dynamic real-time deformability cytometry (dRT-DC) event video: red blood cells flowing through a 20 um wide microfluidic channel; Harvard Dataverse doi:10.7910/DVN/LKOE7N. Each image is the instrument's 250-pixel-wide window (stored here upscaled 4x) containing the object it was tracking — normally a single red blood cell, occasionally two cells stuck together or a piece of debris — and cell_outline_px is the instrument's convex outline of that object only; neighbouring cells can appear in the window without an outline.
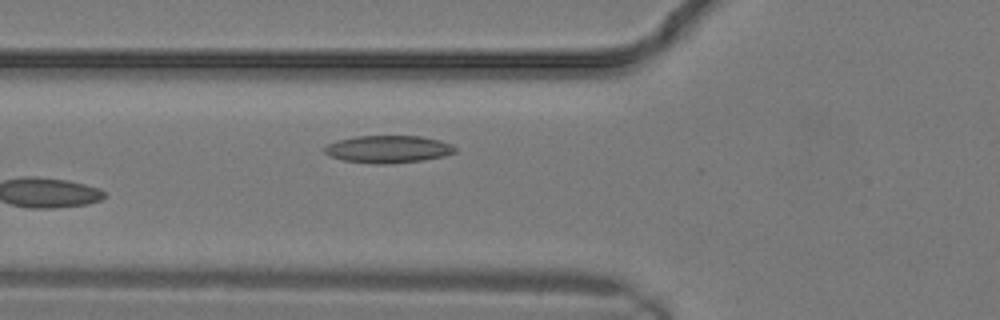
{"species": "common noctule bat (a hibernating species)", "species_latin": "Nyctalus noctula", "temperature_condition": "warm", "stored_images_in_passage": 10, "camera_frame_rate_fps": 3000, "um_per_image_px": 0.085, "animal": {"sex": "male", "body_mass_g": 19.2, "forearm_length_mm": 51.8}, "frame": {"image": 1, "passage_image": 10, "time_ms": 3.0, "image_size_px": [1000, 320], "cell_outline_px": [[456, 152], [444, 156], [424, 160], [388, 164], [376, 164], [344, 160], [332, 156], [324, 152], [324, 148], [328, 144], [336, 140], [356, 136], [420, 136], [440, 140], [452, 144], [456, 148]], "centroid_in_image_um": [33.02, 12.67], "position_along_channel_um": 92.8, "area_um2": 20.87}}